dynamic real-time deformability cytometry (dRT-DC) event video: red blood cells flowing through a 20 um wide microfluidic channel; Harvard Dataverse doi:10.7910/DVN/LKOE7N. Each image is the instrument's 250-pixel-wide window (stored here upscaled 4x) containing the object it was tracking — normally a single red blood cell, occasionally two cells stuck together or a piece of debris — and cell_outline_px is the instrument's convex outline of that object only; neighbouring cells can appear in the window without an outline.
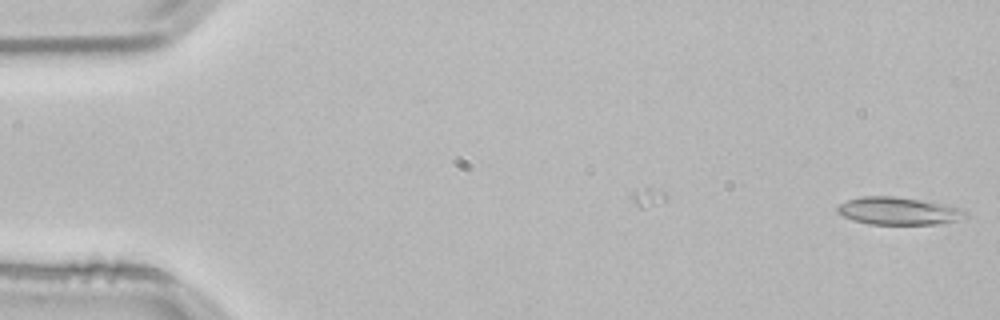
{"species": "common noctule bat (a hibernating species)", "species_latin": "Nyctalus noctula", "temperature_condition": "room temperature", "stored_images_in_passage": 7, "camera_frame_rate_fps": 3000, "um_per_image_px": 0.085, "animal": {"sex": "male", "body_mass_g": 21.5, "forearm_length_mm": 52.0}, "frame": {"image": 1, "passage_image": 7, "time_ms": 2.0, "image_size_px": [1000, 320], "cell_outline_px": [[968, 216], [956, 220], [940, 224], [868, 224], [852, 220], [836, 212], [836, 208], [840, 204], [848, 200], [864, 196], [892, 196], [920, 200], [960, 208]], "centroid_in_image_um": [76.32, 17.94], "position_along_channel_um": 8.7, "area_um2": 20.29}}